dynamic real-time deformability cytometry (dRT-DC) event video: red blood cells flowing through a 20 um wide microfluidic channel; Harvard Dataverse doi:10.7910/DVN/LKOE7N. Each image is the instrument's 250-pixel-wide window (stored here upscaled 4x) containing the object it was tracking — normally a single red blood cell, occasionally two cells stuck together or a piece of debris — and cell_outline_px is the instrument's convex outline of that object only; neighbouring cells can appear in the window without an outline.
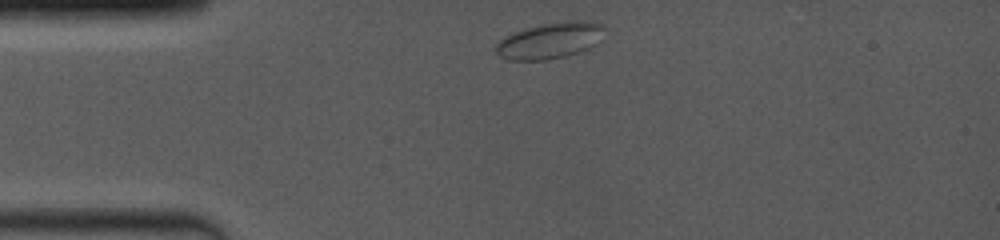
{"species": "common noctule bat (a hibernating species)", "species_latin": "Nyctalus noctula", "temperature_condition": "room temperature", "stored_images_in_passage": 4, "camera_frame_rate_fps": 4000, "um_per_image_px": 0.085, "animal": {"sex": "female", "body_mass_g": 19.0, "forearm_length_mm": 53.3}, "frame": {"image": 1, "passage_image": 1, "time_ms": 0.0, "image_size_px": [1000, 240], "cell_outline_px": [[604, 28], [596, 44], [588, 48], [564, 56], [548, 60], [508, 60], [500, 56], [496, 52], [496, 44], [504, 36], [512, 32], [524, 28], [540, 24], [568, 20], [588, 20], [600, 24]], "centroid_in_image_um": [46.7, 3.43], "position_along_channel_um": 38.3, "area_um2": 22.83}}
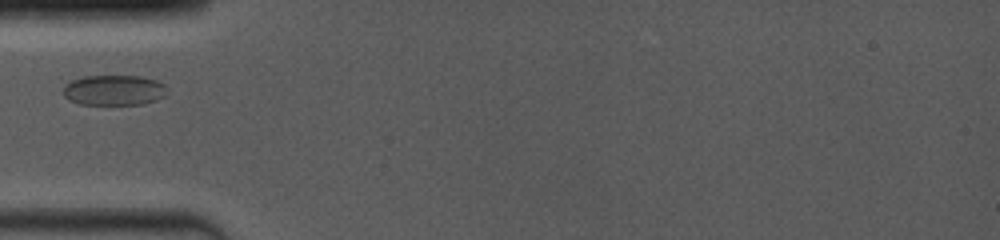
{"frame": {"image": 2, "passage_image": 3, "time_ms": 1.75, "image_size_px": [1000, 240], "cell_outline_px": [[168, 92], [164, 96], [156, 100], [144, 104], [80, 104], [68, 100], [64, 96], [64, 84], [72, 80], [84, 76], [140, 76], [156, 80], [164, 84], [168, 88]], "centroid_in_image_um": [9.7, 7.66], "position_along_channel_um": 75.3, "area_um2": 18.5}}
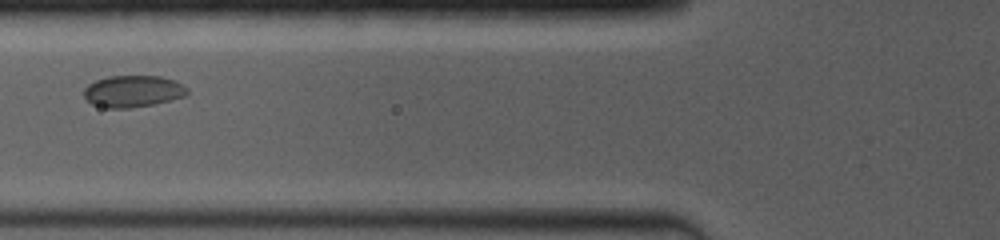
{"frame": {"image": 3, "passage_image": 4, "time_ms": 2.75, "image_size_px": [1000, 240], "cell_outline_px": [[188, 92], [184, 96], [152, 104], [132, 108], [108, 108], [92, 104], [84, 100], [84, 88], [88, 84], [96, 80], [108, 76], [160, 76], [172, 80], [188, 88]], "centroid_in_image_um": [11.24, 7.76], "position_along_channel_um": 114.6, "area_um2": 19.02}}